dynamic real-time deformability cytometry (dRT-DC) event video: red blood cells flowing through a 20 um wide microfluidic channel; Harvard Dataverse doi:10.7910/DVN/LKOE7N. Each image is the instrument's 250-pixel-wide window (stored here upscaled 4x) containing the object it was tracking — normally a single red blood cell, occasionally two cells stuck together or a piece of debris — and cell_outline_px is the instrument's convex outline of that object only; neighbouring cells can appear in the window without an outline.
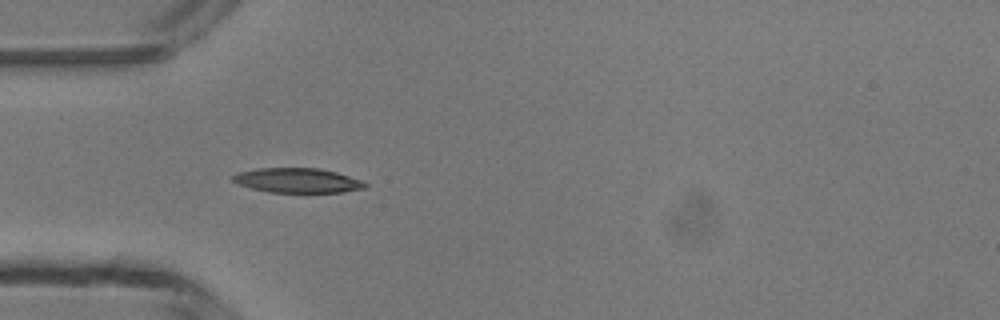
{"species": "common noctule bat (a hibernating species)", "species_latin": "Nyctalus noctula", "temperature_condition": "room temperature", "stored_images_in_passage": 4, "camera_frame_rate_fps": 3000, "um_per_image_px": 0.085, "animal": {"sex": "male", "body_mass_g": 13.3}, "frame": {"image": 1, "passage_image": 1, "time_ms": 0.0, "image_size_px": [1000, 320], "cell_outline_px": [[368, 188], [344, 192], [268, 192], [252, 188], [240, 184], [232, 180], [232, 176], [236, 172], [256, 168], [320, 168], [336, 172], [360, 180], [368, 184]], "centroid_in_image_um": [25.3, 15.33], "position_along_channel_um": 59.7, "area_um2": 19.02}}
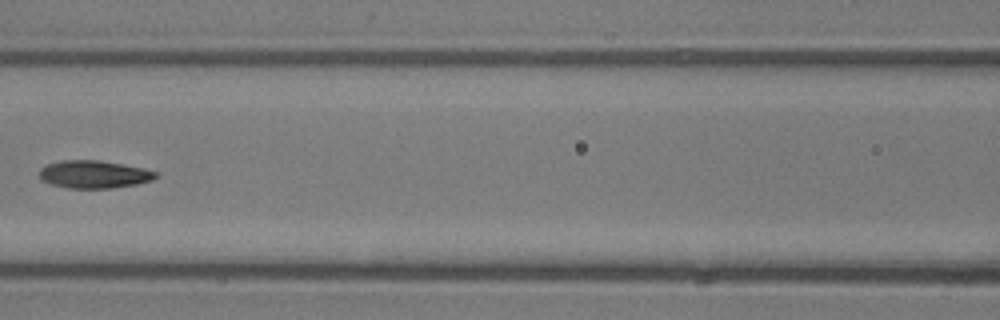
{"frame": {"image": 2, "passage_image": 3, "time_ms": 2.333, "image_size_px": [1000, 320], "cell_outline_px": [[156, 176], [152, 180], [136, 184], [112, 188], [68, 188], [52, 184], [40, 180], [40, 168], [48, 164], [60, 160], [100, 160], [144, 168], [156, 172]], "centroid_in_image_um": [7.96, 14.81], "position_along_channel_um": 158.6, "area_um2": 18.73}}
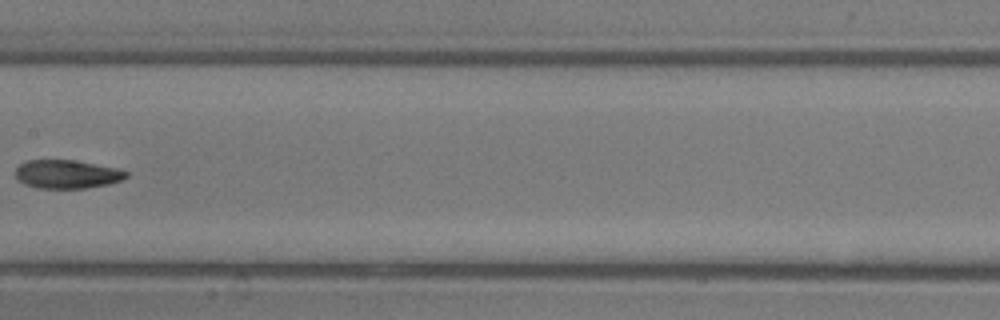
{"frame": {"image": 3, "passage_image": 4, "time_ms": 3.333, "image_size_px": [1000, 320], "cell_outline_px": [[128, 176], [120, 180], [108, 184], [84, 188], [36, 188], [24, 184], [16, 180], [16, 168], [20, 164], [28, 160], [72, 160], [116, 168], [128, 172]], "centroid_in_image_um": [5.64, 14.81], "position_along_channel_um": 201.8, "area_um2": 18.26}}